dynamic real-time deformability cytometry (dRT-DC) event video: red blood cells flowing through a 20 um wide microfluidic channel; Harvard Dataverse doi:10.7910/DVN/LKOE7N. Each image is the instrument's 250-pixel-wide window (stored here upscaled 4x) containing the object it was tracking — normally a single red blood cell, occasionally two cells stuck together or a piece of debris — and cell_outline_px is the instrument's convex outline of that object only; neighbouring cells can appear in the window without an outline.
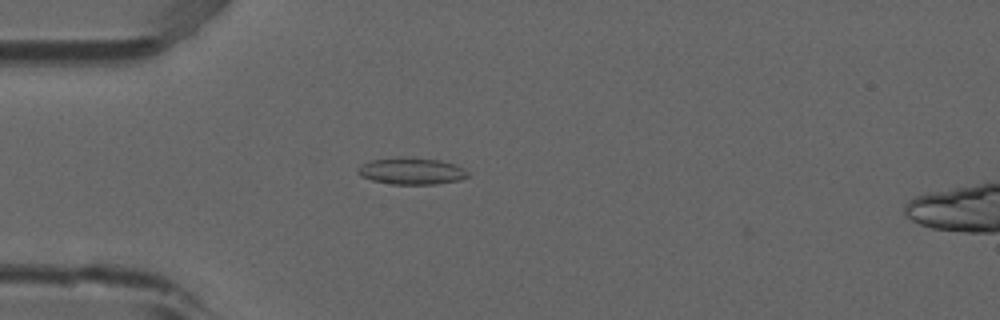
{"species": "common noctule bat (a hibernating species)", "species_latin": "Nyctalus noctula", "temperature_condition": "room temperature", "stored_images_in_passage": 26, "camera_frame_rate_fps": 3000, "um_per_image_px": 0.085, "animal": {"sex": "male", "forearm_length_mm": 52.5}, "frame": {"image": 1, "passage_image": 9, "time_ms": 2.667, "image_size_px": [1000, 320], "cell_outline_px": [[468, 176], [460, 180], [436, 184], [392, 184], [372, 180], [360, 176], [356, 172], [356, 168], [360, 164], [372, 160], [400, 156], [404, 156], [440, 160], [456, 164], [464, 168], [468, 172]], "centroid_in_image_um": [34.95, 14.53], "position_along_channel_um": 50.0, "area_um2": 17.46}}
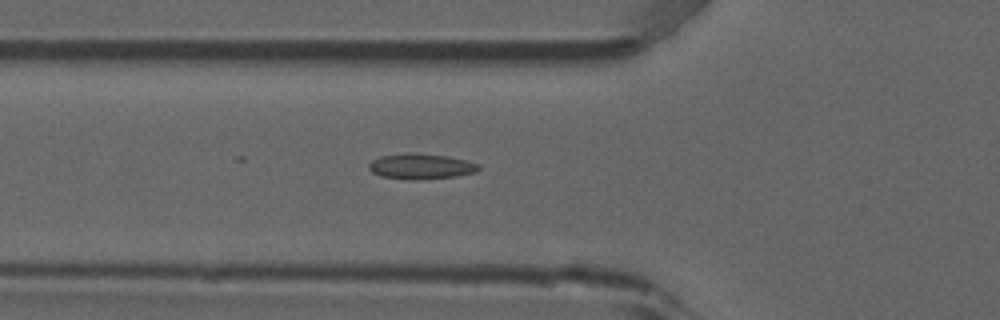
{"frame": {"image": 2, "passage_image": 13, "time_ms": 4.0, "image_size_px": [1000, 320], "cell_outline_px": [[480, 168], [476, 172], [456, 176], [416, 180], [412, 180], [380, 176], [372, 172], [368, 168], [368, 164], [372, 160], [380, 156], [408, 152], [448, 156], [480, 164]], "centroid_in_image_um": [35.76, 14.14], "position_along_channel_um": 90.0, "area_um2": 16.36}}
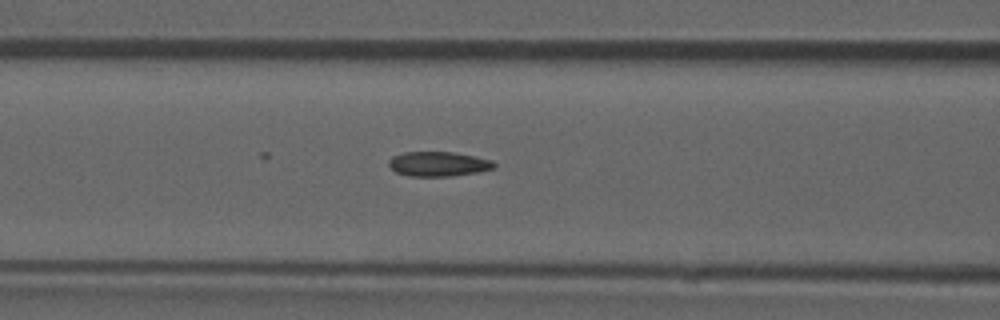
{"frame": {"image": 3, "passage_image": 16, "time_ms": 5.0, "image_size_px": [1000, 320], "cell_outline_px": [[496, 168], [476, 172], [452, 176], [408, 176], [396, 172], [388, 164], [388, 160], [392, 156], [404, 152], [452, 152], [476, 156], [492, 160], [496, 164]], "centroid_in_image_um": [37.27, 13.93], "position_along_channel_um": 129.3, "area_um2": 15.2}}